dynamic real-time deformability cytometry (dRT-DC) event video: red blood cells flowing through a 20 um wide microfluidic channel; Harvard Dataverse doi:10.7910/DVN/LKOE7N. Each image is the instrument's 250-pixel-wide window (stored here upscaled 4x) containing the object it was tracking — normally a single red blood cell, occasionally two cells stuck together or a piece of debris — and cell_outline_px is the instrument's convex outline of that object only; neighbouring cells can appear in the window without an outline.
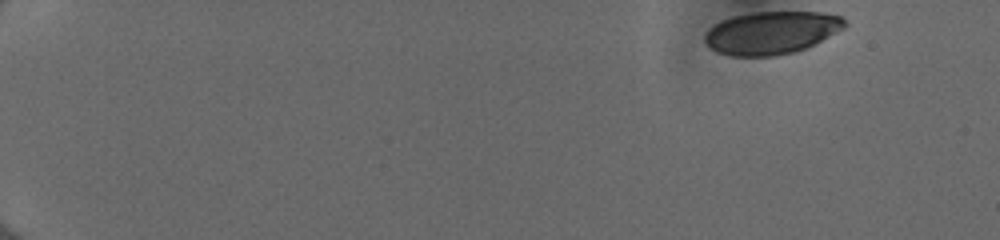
{"species": "human", "species_latin": "Homo sapiens", "temperature_condition": "cold", "stored_images_in_passage": 49, "camera_frame_rate_fps": 3000, "um_per_image_px": 0.085, "donor": {"sex": "female"}, "frame": {"image": 1, "passage_image": 1, "time_ms": 0.0, "image_size_px": [1000, 240], "cell_outline_px": [[848, 24], [844, 28], [804, 48], [792, 52], [772, 56], [732, 56], [716, 52], [704, 40], [704, 36], [708, 28], [732, 16], [752, 12], [820, 12], [840, 16]], "centroid_in_image_um": [65.54, 2.77], "position_along_channel_um": 19.5, "area_um2": 34.45}}
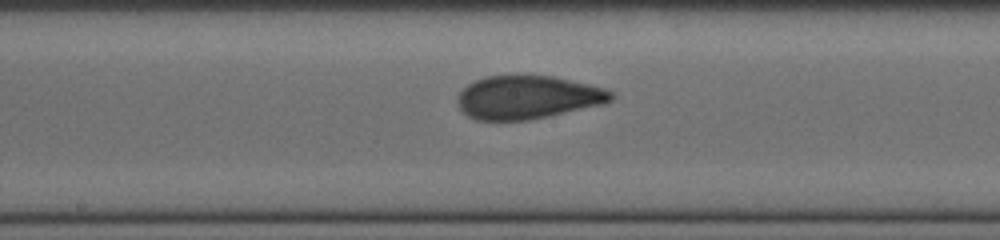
{"frame": {"image": 2, "passage_image": 27, "time_ms": 8.667, "image_size_px": [1000, 240], "cell_outline_px": [[616, 96], [612, 100], [604, 104], [548, 116], [528, 120], [476, 120], [468, 116], [456, 104], [456, 96], [468, 84], [484, 76], [552, 76], [588, 84], [604, 88], [616, 92]], "centroid_in_image_um": [44.86, 8.28], "position_along_channel_um": 203.3, "area_um2": 38.78}}
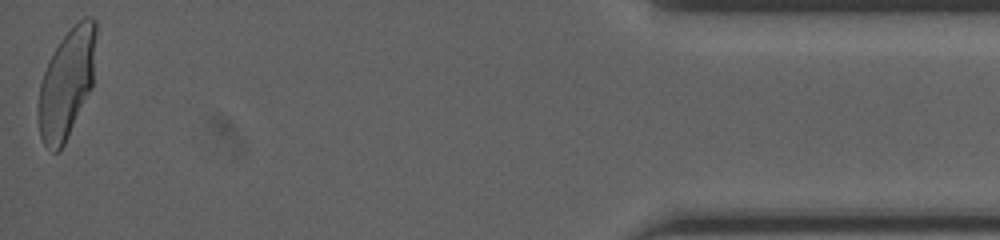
{"frame": {"image": 3, "passage_image": 49, "time_ms": 16.0, "image_size_px": [1000, 240], "cell_outline_px": [[96, 32], [92, 88], [64, 144], [56, 152], [52, 152], [44, 144], [40, 136], [36, 120], [36, 108], [40, 84], [44, 72], [60, 40], [84, 16], [92, 16], [96, 20]], "centroid_in_image_um": [5.65, 7.12], "position_along_channel_um": 429.6, "area_um2": 36.65}, "authors_computed_cell_mechanics": {"area_um2": 37.7434, "velocity_mm_per_s": 3.9999, "shape_relaxation_time_tau1_ms": 10.4028, "shape_relaxation_time_tau2_ms": 0.7034, "deformation_change_tau1": 0.2666, "deformation_change_tau2": 0.0515}}